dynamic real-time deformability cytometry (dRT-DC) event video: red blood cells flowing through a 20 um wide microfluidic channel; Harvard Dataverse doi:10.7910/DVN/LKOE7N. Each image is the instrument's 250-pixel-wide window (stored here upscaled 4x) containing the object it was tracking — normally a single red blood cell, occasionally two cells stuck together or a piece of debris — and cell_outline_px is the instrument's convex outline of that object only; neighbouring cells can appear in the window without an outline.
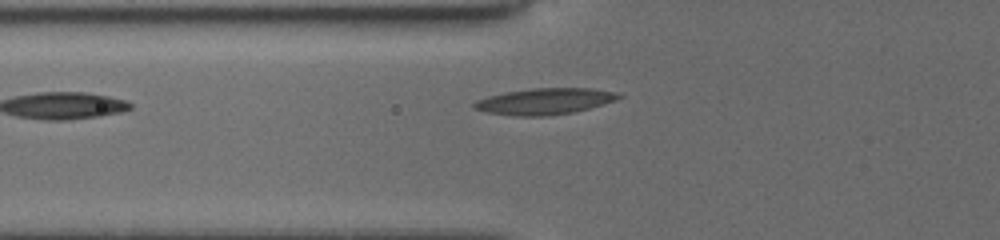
{"species": "common noctule bat (a hibernating species)", "species_latin": "Nyctalus noctula", "temperature_condition": "cold", "stored_images_in_passage": 35, "camera_frame_rate_fps": 3000, "um_per_image_px": 0.085, "animal": {"sex": "female", "body_mass_g": 19.5, "forearm_length_mm": 54.1}, "frame": {"image": 1, "passage_image": 2, "time_ms": 0.333, "image_size_px": [1000, 240], "cell_outline_px": [[624, 96], [616, 100], [604, 104], [572, 112], [544, 116], [516, 116], [488, 112], [472, 108], [472, 104], [476, 100], [488, 96], [504, 92], [532, 88], [592, 88], [620, 92]], "centroid_in_image_um": [46.32, 8.6], "position_along_channel_um": 79.5, "area_um2": 22.2}}
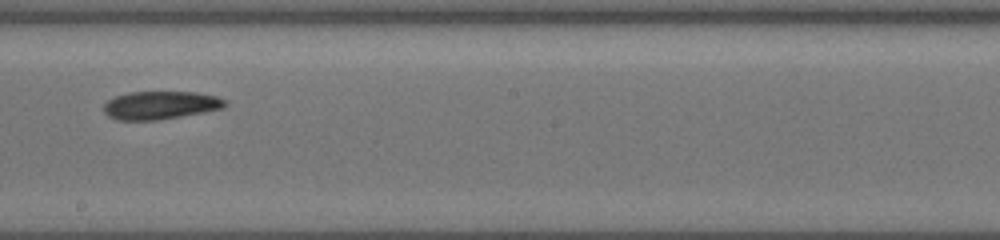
{"frame": {"image": 2, "passage_image": 14, "time_ms": 4.333, "image_size_px": [1000, 240], "cell_outline_px": [[228, 104], [224, 108], [204, 112], [156, 120], [116, 120], [108, 116], [104, 112], [104, 104], [108, 100], [116, 96], [128, 92], [196, 92], [216, 96], [228, 100]], "centroid_in_image_um": [13.66, 8.94], "position_along_channel_um": 234.5, "area_um2": 19.94}}
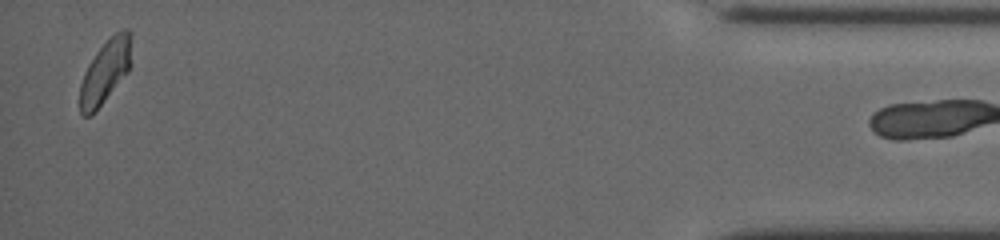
{"frame": {"image": 3, "passage_image": 34, "time_ms": 11.0, "image_size_px": [1000, 240], "cell_outline_px": [[132, 36], [128, 72], [96, 112], [92, 116], [84, 116], [80, 112], [80, 84], [84, 72], [88, 64], [96, 52], [108, 36], [124, 28], [128, 28], [132, 32]], "centroid_in_image_um": [8.95, 6.06], "position_along_channel_um": 426.3, "area_um2": 19.36}}